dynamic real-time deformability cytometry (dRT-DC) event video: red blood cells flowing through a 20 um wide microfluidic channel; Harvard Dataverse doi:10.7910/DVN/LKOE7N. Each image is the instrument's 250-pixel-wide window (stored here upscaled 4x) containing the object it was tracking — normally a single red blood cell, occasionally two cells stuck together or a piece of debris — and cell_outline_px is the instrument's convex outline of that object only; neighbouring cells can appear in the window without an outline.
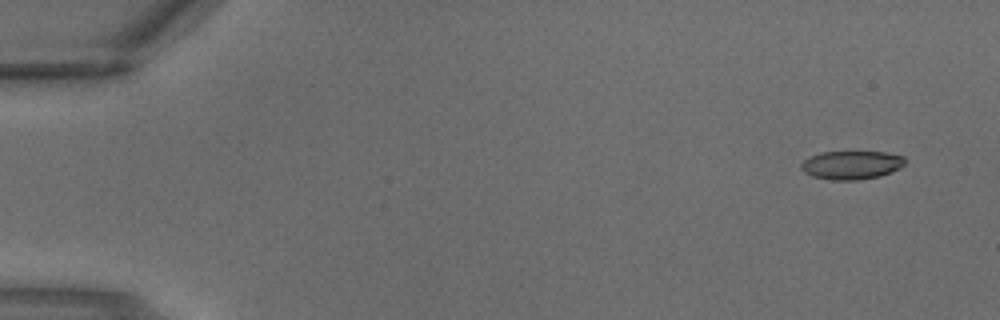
{"species": "common noctule bat (a hibernating species)", "species_latin": "Nyctalus noctula", "temperature_condition": "warm", "stored_images_in_passage": 3, "camera_frame_rate_fps": 3000, "um_per_image_px": 0.085, "animal": {"sex": "male", "body_mass_g": 18.8}, "frame": {"image": 1, "passage_image": 1, "time_ms": 0.0, "image_size_px": [1000, 320], "cell_outline_px": [[904, 164], [900, 168], [892, 172], [880, 176], [860, 180], [832, 180], [812, 176], [804, 172], [800, 168], [800, 164], [804, 160], [820, 152], [884, 152], [904, 156]], "centroid_in_image_um": [72.37, 14.03], "position_along_channel_um": 12.6, "area_um2": 17.28}}
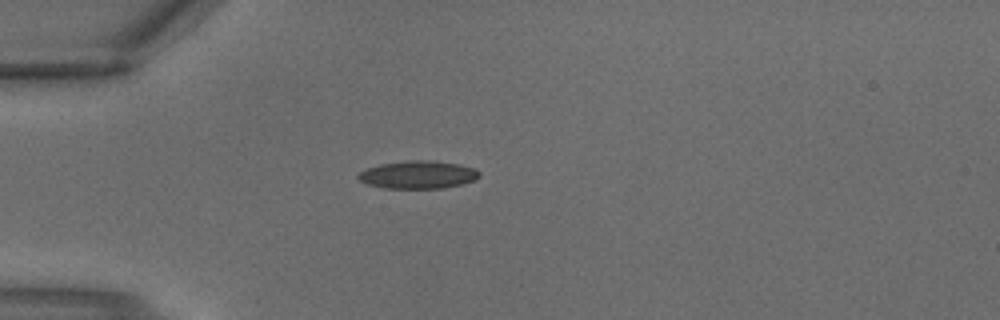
{"frame": {"image": 2, "passage_image": 3, "time_ms": 0.667, "image_size_px": [1000, 320], "cell_outline_px": [[480, 176], [476, 180], [464, 184], [444, 188], [384, 188], [368, 184], [360, 180], [356, 176], [360, 172], [368, 168], [380, 164], [412, 160], [428, 160], [460, 164], [476, 168], [480, 172]], "centroid_in_image_um": [35.59, 14.85], "position_along_channel_um": 49.4, "area_um2": 19.71}}